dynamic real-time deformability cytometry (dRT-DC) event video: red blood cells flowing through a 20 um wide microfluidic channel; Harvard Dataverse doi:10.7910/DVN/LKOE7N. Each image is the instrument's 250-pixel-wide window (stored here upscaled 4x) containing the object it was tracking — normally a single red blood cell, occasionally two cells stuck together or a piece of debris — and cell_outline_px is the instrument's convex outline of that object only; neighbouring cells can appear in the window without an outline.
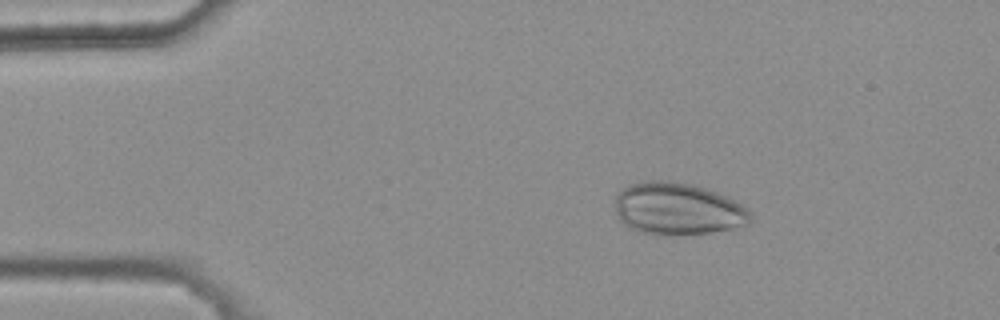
{"species": "common noctule bat (a hibernating species)", "species_latin": "Nyctalus noctula", "temperature_condition": "warm", "stored_images_in_passage": 4, "camera_frame_rate_fps": 3000, "um_per_image_px": 0.085, "animal": {"sex": "female", "body_mass_g": 25.1}, "frame": {"image": 1, "passage_image": 2, "time_ms": 0.333, "image_size_px": [1000, 320], "cell_outline_px": [[752, 220], [748, 224], [732, 228], [712, 232], [668, 236], [656, 236], [636, 232], [624, 224], [616, 216], [612, 204], [616, 196], [628, 184], [644, 180], [668, 180], [692, 184], [708, 188], [740, 204], [752, 212]], "centroid_in_image_um": [57.54, 17.76], "position_along_channel_um": 27.5, "area_um2": 42.08}}